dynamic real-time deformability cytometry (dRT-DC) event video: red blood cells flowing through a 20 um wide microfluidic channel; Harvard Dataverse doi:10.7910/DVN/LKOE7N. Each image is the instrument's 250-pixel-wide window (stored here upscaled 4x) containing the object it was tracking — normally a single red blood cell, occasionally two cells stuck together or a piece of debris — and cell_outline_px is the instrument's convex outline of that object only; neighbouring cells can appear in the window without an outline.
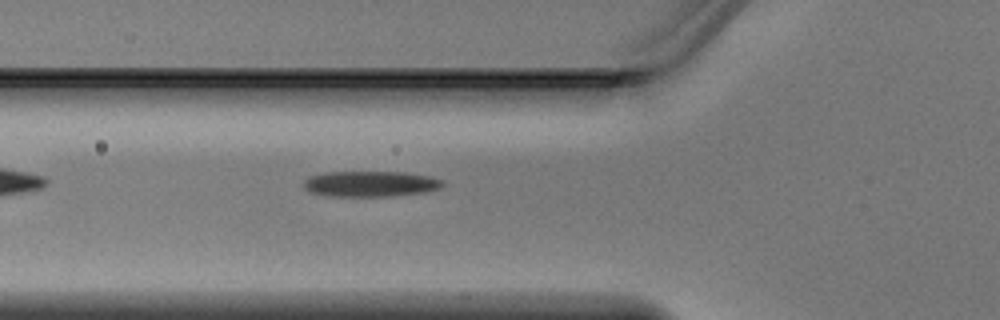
{"species": "Egyptian fruit bat (a non-hibernating species)", "species_latin": "Rousettus aegyptiacus", "temperature_condition": "warm", "stored_images_in_passage": 4, "camera_frame_rate_fps": 3000, "um_per_image_px": 0.085, "animal": {"sex": "male"}, "frame": {"image": 1, "passage_image": 4, "time_ms": 1.0, "image_size_px": [1000, 320], "cell_outline_px": [[444, 184], [440, 188], [424, 192], [388, 196], [324, 196], [308, 192], [304, 188], [304, 180], [308, 176], [324, 172], [408, 172], [432, 176], [444, 180]], "centroid_in_image_um": [31.47, 15.62], "position_along_channel_um": 94.3, "area_um2": 21.1}}